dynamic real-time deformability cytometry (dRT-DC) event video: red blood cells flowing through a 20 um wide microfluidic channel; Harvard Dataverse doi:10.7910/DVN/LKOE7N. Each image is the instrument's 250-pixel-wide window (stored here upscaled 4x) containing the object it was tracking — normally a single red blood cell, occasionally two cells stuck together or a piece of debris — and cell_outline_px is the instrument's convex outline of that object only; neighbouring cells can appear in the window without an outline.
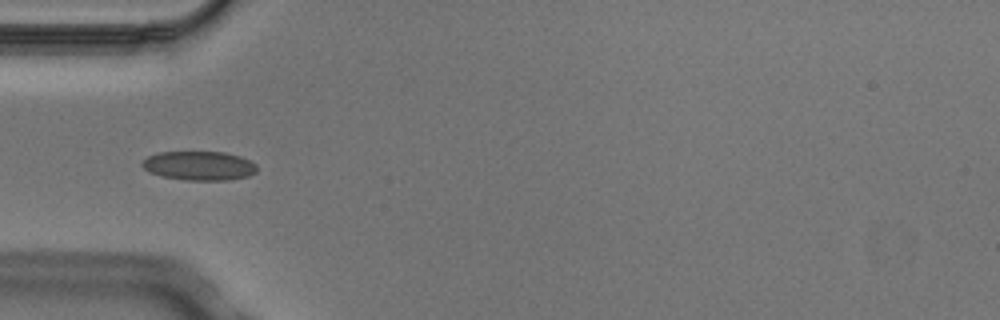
{"species": "Egyptian fruit bat (a non-hibernating species)", "species_latin": "Rousettus aegyptiacus", "temperature_condition": "cold", "stored_images_in_passage": 7, "camera_frame_rate_fps": 3000, "um_per_image_px": 0.085, "animal": {"sex": "male"}, "frame": {"image": 1, "passage_image": 5, "time_ms": 1.333, "image_size_px": [1000, 320], "cell_outline_px": [[256, 172], [248, 176], [228, 180], [184, 180], [160, 176], [148, 172], [140, 164], [148, 156], [160, 152], [224, 152], [240, 156], [256, 164]], "centroid_in_image_um": [16.91, 14.09], "position_along_channel_um": 68.1, "area_um2": 19.48}}
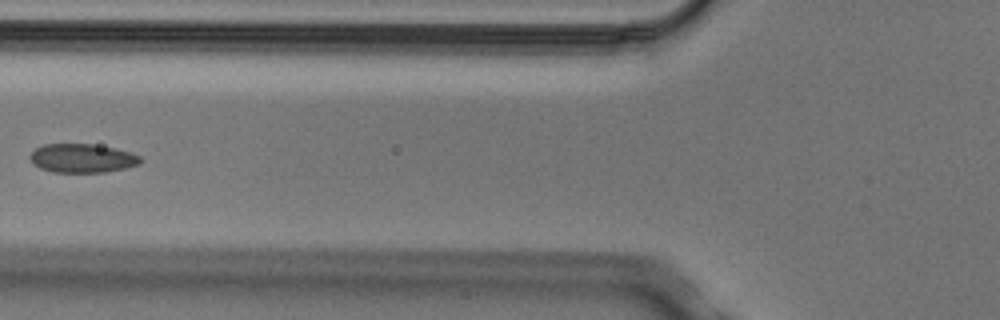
{"frame": {"image": 2, "passage_image": 6, "time_ms": 1.667, "image_size_px": [1000, 320], "cell_outline_px": [[144, 160], [140, 164], [124, 168], [104, 172], [52, 172], [40, 168], [32, 164], [28, 156], [36, 148], [44, 144], [92, 144], [116, 148], [132, 152], [140, 156]], "centroid_in_image_um": [7.0, 13.45], "position_along_channel_um": 118.8, "area_um2": 18.73}}
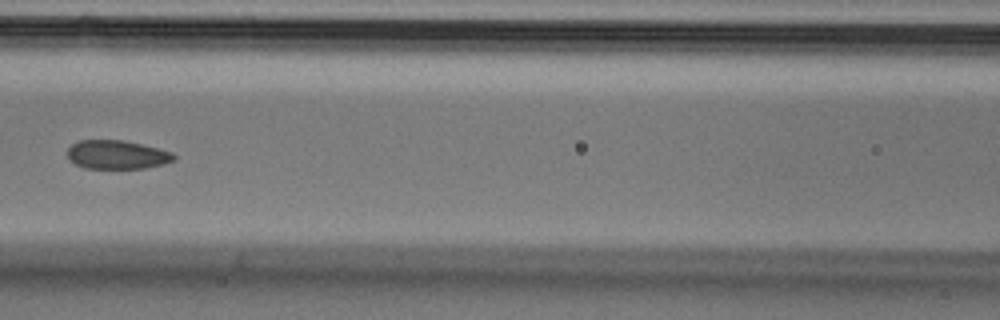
{"frame": {"image": 3, "passage_image": 7, "time_ms": 2.0, "image_size_px": [1000, 320], "cell_outline_px": [[176, 156], [172, 160], [164, 164], [144, 168], [84, 168], [68, 160], [68, 148], [72, 144], [80, 140], [124, 140], [172, 152]], "centroid_in_image_um": [9.91, 13.15], "position_along_channel_um": 156.7, "area_um2": 17.69}}